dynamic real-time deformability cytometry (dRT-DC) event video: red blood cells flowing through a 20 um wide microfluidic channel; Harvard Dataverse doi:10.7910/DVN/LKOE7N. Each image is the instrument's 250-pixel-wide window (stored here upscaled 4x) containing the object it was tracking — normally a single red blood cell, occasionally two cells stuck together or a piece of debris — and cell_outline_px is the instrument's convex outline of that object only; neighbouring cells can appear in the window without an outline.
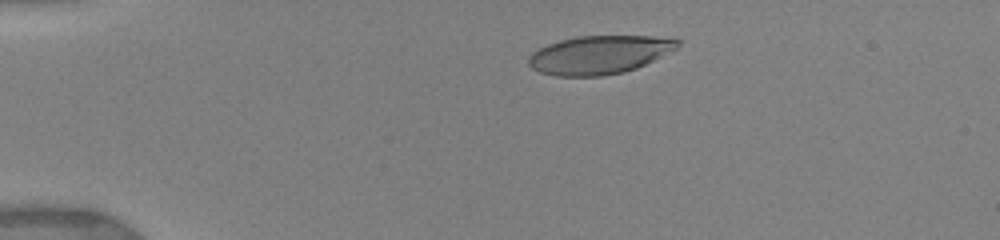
{"species": "human", "species_latin": "Homo sapiens", "temperature_condition": "warm", "stored_images_in_passage": 23, "camera_frame_rate_fps": 3000, "um_per_image_px": 0.085, "donor": {"sex": "female"}, "frame": {"image": 1, "passage_image": 6, "time_ms": 2.667, "image_size_px": [1000, 240], "cell_outline_px": [[680, 44], [676, 48], [636, 68], [624, 72], [600, 76], [556, 76], [540, 72], [532, 68], [528, 64], [528, 56], [532, 52], [548, 44], [560, 40], [576, 36], [652, 36], [680, 40]], "centroid_in_image_um": [50.89, 4.65], "position_along_channel_um": 34.1, "area_um2": 33.06}}
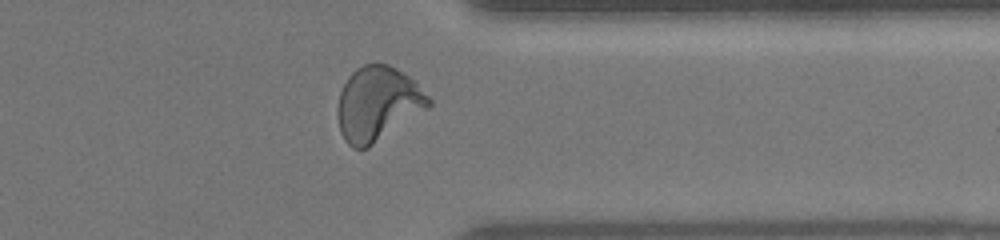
{"frame": {"image": 2, "passage_image": 17, "time_ms": 13.0, "image_size_px": [1000, 240], "cell_outline_px": [[432, 104], [428, 108], [368, 148], [352, 148], [344, 140], [340, 132], [340, 92], [348, 76], [356, 68], [364, 64], [388, 64], [396, 68], [416, 80], [432, 100]], "centroid_in_image_um": [32.15, 8.8], "position_along_channel_um": 379.2, "area_um2": 39.07}}
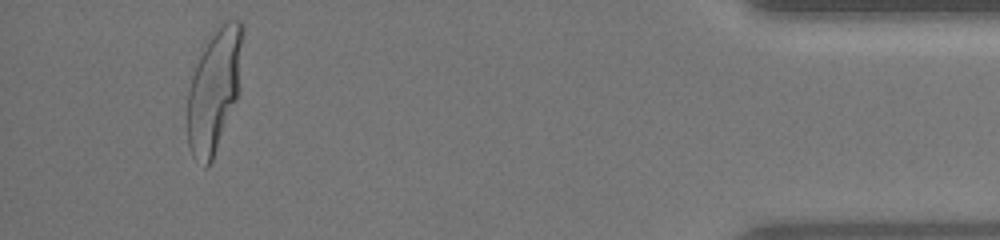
{"frame": {"image": 3, "passage_image": 20, "time_ms": 15.333, "image_size_px": [1000, 240], "cell_outline_px": [[244, 32], [236, 100], [212, 160], [204, 168], [192, 156], [188, 144], [188, 92], [192, 76], [200, 56], [212, 28], [224, 20], [240, 20], [244, 24]], "centroid_in_image_um": [18.21, 7.58], "position_along_channel_um": 417.0, "area_um2": 39.3}, "authors_computed_cell_mechanics": {"area_um2": 37.3966, "velocity_mm_per_s": 3.9512, "shape_relaxation_time_tau1_ms": 4.1232, "shape_relaxation_time_tau2_ms": null, "deformation_change_tau1": 0.2164, "deformation_change_tau2": null}}